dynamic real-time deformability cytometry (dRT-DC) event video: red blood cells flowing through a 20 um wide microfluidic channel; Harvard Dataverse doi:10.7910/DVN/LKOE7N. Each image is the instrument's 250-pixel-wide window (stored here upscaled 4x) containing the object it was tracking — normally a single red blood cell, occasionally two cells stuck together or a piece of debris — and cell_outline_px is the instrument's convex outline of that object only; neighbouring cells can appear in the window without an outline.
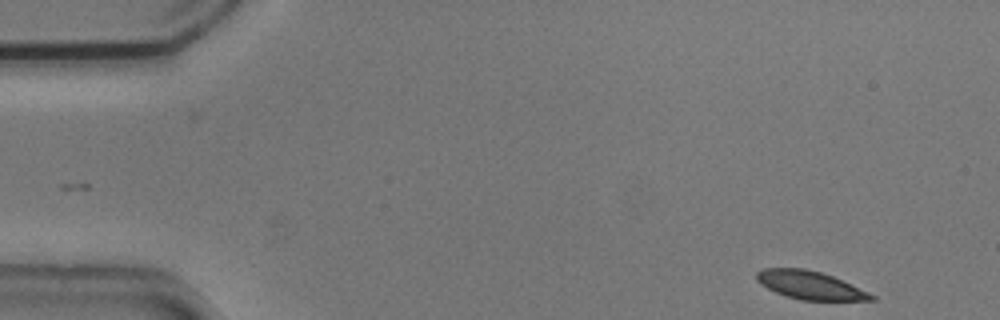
{"species": "common noctule bat (a hibernating species)", "species_latin": "Nyctalus noctula", "temperature_condition": "cold", "stored_images_in_passage": 13, "camera_frame_rate_fps": 3000, "um_per_image_px": 0.085, "animal": {"sex": "male", "body_mass_g": 20.5, "forearm_length_mm": 52.5}, "frame": {"image": 1, "passage_image": 1, "time_ms": 0.0, "image_size_px": [1000, 320], "cell_outline_px": [[876, 300], [800, 300], [784, 296], [760, 284], [756, 280], [756, 272], [764, 268], [804, 268], [820, 272], [832, 276], [868, 292], [876, 296]], "centroid_in_image_um": [68.82, 24.24], "position_along_channel_um": 16.2, "area_um2": 18.73}}